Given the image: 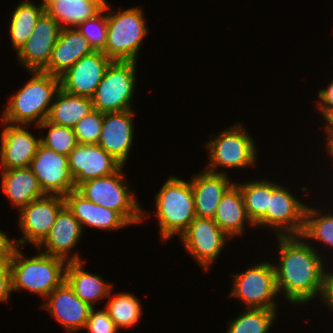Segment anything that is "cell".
Instances as JSON below:
<instances>
[{
    "instance_id": "obj_1",
    "label": "cell",
    "mask_w": 333,
    "mask_h": 333,
    "mask_svg": "<svg viewBox=\"0 0 333 333\" xmlns=\"http://www.w3.org/2000/svg\"><path fill=\"white\" fill-rule=\"evenodd\" d=\"M279 263L274 266L278 295L292 304L307 303L321 297L327 275L324 259L301 235L276 236Z\"/></svg>"
},
{
    "instance_id": "obj_2",
    "label": "cell",
    "mask_w": 333,
    "mask_h": 333,
    "mask_svg": "<svg viewBox=\"0 0 333 333\" xmlns=\"http://www.w3.org/2000/svg\"><path fill=\"white\" fill-rule=\"evenodd\" d=\"M31 79L12 95L3 110L2 122L14 125L38 126L48 118L54 96L60 88V78L43 71H31Z\"/></svg>"
},
{
    "instance_id": "obj_3",
    "label": "cell",
    "mask_w": 333,
    "mask_h": 333,
    "mask_svg": "<svg viewBox=\"0 0 333 333\" xmlns=\"http://www.w3.org/2000/svg\"><path fill=\"white\" fill-rule=\"evenodd\" d=\"M19 248L10 260L12 291L25 289L45 299L65 281L68 262L43 252L24 257Z\"/></svg>"
},
{
    "instance_id": "obj_4",
    "label": "cell",
    "mask_w": 333,
    "mask_h": 333,
    "mask_svg": "<svg viewBox=\"0 0 333 333\" xmlns=\"http://www.w3.org/2000/svg\"><path fill=\"white\" fill-rule=\"evenodd\" d=\"M106 5L107 37L101 50L112 61H135L148 33L143 9L131 7L111 12Z\"/></svg>"
},
{
    "instance_id": "obj_5",
    "label": "cell",
    "mask_w": 333,
    "mask_h": 333,
    "mask_svg": "<svg viewBox=\"0 0 333 333\" xmlns=\"http://www.w3.org/2000/svg\"><path fill=\"white\" fill-rule=\"evenodd\" d=\"M154 199L162 239L167 241L175 234L180 237L196 217L190 180L170 177Z\"/></svg>"
},
{
    "instance_id": "obj_6",
    "label": "cell",
    "mask_w": 333,
    "mask_h": 333,
    "mask_svg": "<svg viewBox=\"0 0 333 333\" xmlns=\"http://www.w3.org/2000/svg\"><path fill=\"white\" fill-rule=\"evenodd\" d=\"M122 168L112 175L81 183L76 190L89 201L119 212L130 224L143 222L146 211L137 202L135 193L130 191Z\"/></svg>"
},
{
    "instance_id": "obj_7",
    "label": "cell",
    "mask_w": 333,
    "mask_h": 333,
    "mask_svg": "<svg viewBox=\"0 0 333 333\" xmlns=\"http://www.w3.org/2000/svg\"><path fill=\"white\" fill-rule=\"evenodd\" d=\"M214 138L204 144L209 151L206 171L226 174L225 171H218L216 167L243 169L255 165L257 161L255 142L242 123L226 128Z\"/></svg>"
},
{
    "instance_id": "obj_8",
    "label": "cell",
    "mask_w": 333,
    "mask_h": 333,
    "mask_svg": "<svg viewBox=\"0 0 333 333\" xmlns=\"http://www.w3.org/2000/svg\"><path fill=\"white\" fill-rule=\"evenodd\" d=\"M135 61H111L91 100L101 113L130 110L136 85Z\"/></svg>"
},
{
    "instance_id": "obj_9",
    "label": "cell",
    "mask_w": 333,
    "mask_h": 333,
    "mask_svg": "<svg viewBox=\"0 0 333 333\" xmlns=\"http://www.w3.org/2000/svg\"><path fill=\"white\" fill-rule=\"evenodd\" d=\"M306 208L286 187L269 180V209L254 225L272 228L276 236L302 235Z\"/></svg>"
},
{
    "instance_id": "obj_10",
    "label": "cell",
    "mask_w": 333,
    "mask_h": 333,
    "mask_svg": "<svg viewBox=\"0 0 333 333\" xmlns=\"http://www.w3.org/2000/svg\"><path fill=\"white\" fill-rule=\"evenodd\" d=\"M232 277L234 284L230 297L240 299L246 308L277 310L274 299L278 292L273 262L255 264Z\"/></svg>"
},
{
    "instance_id": "obj_11",
    "label": "cell",
    "mask_w": 333,
    "mask_h": 333,
    "mask_svg": "<svg viewBox=\"0 0 333 333\" xmlns=\"http://www.w3.org/2000/svg\"><path fill=\"white\" fill-rule=\"evenodd\" d=\"M180 239L186 251L207 272L230 238L213 219L196 216Z\"/></svg>"
},
{
    "instance_id": "obj_12",
    "label": "cell",
    "mask_w": 333,
    "mask_h": 333,
    "mask_svg": "<svg viewBox=\"0 0 333 333\" xmlns=\"http://www.w3.org/2000/svg\"><path fill=\"white\" fill-rule=\"evenodd\" d=\"M65 206V200L60 195H45L35 199L19 212V227L23 232L17 239L18 247L32 243L36 247L46 238L52 228L59 211Z\"/></svg>"
},
{
    "instance_id": "obj_13",
    "label": "cell",
    "mask_w": 333,
    "mask_h": 333,
    "mask_svg": "<svg viewBox=\"0 0 333 333\" xmlns=\"http://www.w3.org/2000/svg\"><path fill=\"white\" fill-rule=\"evenodd\" d=\"M47 195L65 196L76 189L69 171L68 157L39 144L29 165Z\"/></svg>"
},
{
    "instance_id": "obj_14",
    "label": "cell",
    "mask_w": 333,
    "mask_h": 333,
    "mask_svg": "<svg viewBox=\"0 0 333 333\" xmlns=\"http://www.w3.org/2000/svg\"><path fill=\"white\" fill-rule=\"evenodd\" d=\"M62 27L50 15L44 12L38 19L33 34L16 51V57L26 70L43 71L49 63L51 53Z\"/></svg>"
},
{
    "instance_id": "obj_15",
    "label": "cell",
    "mask_w": 333,
    "mask_h": 333,
    "mask_svg": "<svg viewBox=\"0 0 333 333\" xmlns=\"http://www.w3.org/2000/svg\"><path fill=\"white\" fill-rule=\"evenodd\" d=\"M67 157L75 188L94 178L112 175L122 167L98 144L78 143Z\"/></svg>"
},
{
    "instance_id": "obj_16",
    "label": "cell",
    "mask_w": 333,
    "mask_h": 333,
    "mask_svg": "<svg viewBox=\"0 0 333 333\" xmlns=\"http://www.w3.org/2000/svg\"><path fill=\"white\" fill-rule=\"evenodd\" d=\"M101 50L83 56L60 78V88L73 95L91 98L111 63Z\"/></svg>"
},
{
    "instance_id": "obj_17",
    "label": "cell",
    "mask_w": 333,
    "mask_h": 333,
    "mask_svg": "<svg viewBox=\"0 0 333 333\" xmlns=\"http://www.w3.org/2000/svg\"><path fill=\"white\" fill-rule=\"evenodd\" d=\"M132 109L103 113L98 145L110 154L123 167L132 149L134 126Z\"/></svg>"
},
{
    "instance_id": "obj_18",
    "label": "cell",
    "mask_w": 333,
    "mask_h": 333,
    "mask_svg": "<svg viewBox=\"0 0 333 333\" xmlns=\"http://www.w3.org/2000/svg\"><path fill=\"white\" fill-rule=\"evenodd\" d=\"M45 299L48 300L43 304L44 309L49 311L67 332L84 329L92 307L78 298L66 281Z\"/></svg>"
},
{
    "instance_id": "obj_19",
    "label": "cell",
    "mask_w": 333,
    "mask_h": 333,
    "mask_svg": "<svg viewBox=\"0 0 333 333\" xmlns=\"http://www.w3.org/2000/svg\"><path fill=\"white\" fill-rule=\"evenodd\" d=\"M0 134V169L28 167L35 157L40 137L32 135L24 125L2 122Z\"/></svg>"
},
{
    "instance_id": "obj_20",
    "label": "cell",
    "mask_w": 333,
    "mask_h": 333,
    "mask_svg": "<svg viewBox=\"0 0 333 333\" xmlns=\"http://www.w3.org/2000/svg\"><path fill=\"white\" fill-rule=\"evenodd\" d=\"M82 233L81 223L65 205L59 211L49 234L36 248L40 250L44 247L46 250L43 253L63 258L67 262L81 261L78 253L71 257L68 253L78 244Z\"/></svg>"
},
{
    "instance_id": "obj_21",
    "label": "cell",
    "mask_w": 333,
    "mask_h": 333,
    "mask_svg": "<svg viewBox=\"0 0 333 333\" xmlns=\"http://www.w3.org/2000/svg\"><path fill=\"white\" fill-rule=\"evenodd\" d=\"M65 205L73 216L85 226L102 230H117L130 223L117 211L102 207L89 201L76 189L64 196Z\"/></svg>"
},
{
    "instance_id": "obj_22",
    "label": "cell",
    "mask_w": 333,
    "mask_h": 333,
    "mask_svg": "<svg viewBox=\"0 0 333 333\" xmlns=\"http://www.w3.org/2000/svg\"><path fill=\"white\" fill-rule=\"evenodd\" d=\"M190 180L195 215L213 219L222 196L235 182L232 183L227 174L212 173L203 169Z\"/></svg>"
},
{
    "instance_id": "obj_23",
    "label": "cell",
    "mask_w": 333,
    "mask_h": 333,
    "mask_svg": "<svg viewBox=\"0 0 333 333\" xmlns=\"http://www.w3.org/2000/svg\"><path fill=\"white\" fill-rule=\"evenodd\" d=\"M93 51V47L76 28H62L43 72L59 77L80 58Z\"/></svg>"
},
{
    "instance_id": "obj_24",
    "label": "cell",
    "mask_w": 333,
    "mask_h": 333,
    "mask_svg": "<svg viewBox=\"0 0 333 333\" xmlns=\"http://www.w3.org/2000/svg\"><path fill=\"white\" fill-rule=\"evenodd\" d=\"M0 170L1 188L19 211L31 201L46 195L29 166Z\"/></svg>"
},
{
    "instance_id": "obj_25",
    "label": "cell",
    "mask_w": 333,
    "mask_h": 333,
    "mask_svg": "<svg viewBox=\"0 0 333 333\" xmlns=\"http://www.w3.org/2000/svg\"><path fill=\"white\" fill-rule=\"evenodd\" d=\"M107 4L106 0H44L45 12L62 28H77L98 15Z\"/></svg>"
},
{
    "instance_id": "obj_26",
    "label": "cell",
    "mask_w": 333,
    "mask_h": 333,
    "mask_svg": "<svg viewBox=\"0 0 333 333\" xmlns=\"http://www.w3.org/2000/svg\"><path fill=\"white\" fill-rule=\"evenodd\" d=\"M213 220L229 238L241 235L246 222L255 226L247 215L243 196L236 182L222 196Z\"/></svg>"
},
{
    "instance_id": "obj_27",
    "label": "cell",
    "mask_w": 333,
    "mask_h": 333,
    "mask_svg": "<svg viewBox=\"0 0 333 333\" xmlns=\"http://www.w3.org/2000/svg\"><path fill=\"white\" fill-rule=\"evenodd\" d=\"M83 260L69 261L65 270V281L83 302L93 307L99 299L111 295V285L105 282L99 274H91L83 269Z\"/></svg>"
},
{
    "instance_id": "obj_28",
    "label": "cell",
    "mask_w": 333,
    "mask_h": 333,
    "mask_svg": "<svg viewBox=\"0 0 333 333\" xmlns=\"http://www.w3.org/2000/svg\"><path fill=\"white\" fill-rule=\"evenodd\" d=\"M93 111L91 98L73 95L59 88L54 96L47 120L59 126L74 128L83 117Z\"/></svg>"
},
{
    "instance_id": "obj_29",
    "label": "cell",
    "mask_w": 333,
    "mask_h": 333,
    "mask_svg": "<svg viewBox=\"0 0 333 333\" xmlns=\"http://www.w3.org/2000/svg\"><path fill=\"white\" fill-rule=\"evenodd\" d=\"M40 5L32 1L23 0L14 9L10 22V37L12 46L18 51L29 37L40 16L45 12L44 0Z\"/></svg>"
},
{
    "instance_id": "obj_30",
    "label": "cell",
    "mask_w": 333,
    "mask_h": 333,
    "mask_svg": "<svg viewBox=\"0 0 333 333\" xmlns=\"http://www.w3.org/2000/svg\"><path fill=\"white\" fill-rule=\"evenodd\" d=\"M107 302L105 309L118 329L135 326L142 317V304L131 293H119Z\"/></svg>"
},
{
    "instance_id": "obj_31",
    "label": "cell",
    "mask_w": 333,
    "mask_h": 333,
    "mask_svg": "<svg viewBox=\"0 0 333 333\" xmlns=\"http://www.w3.org/2000/svg\"><path fill=\"white\" fill-rule=\"evenodd\" d=\"M249 219L255 224L269 209V180L237 183Z\"/></svg>"
},
{
    "instance_id": "obj_32",
    "label": "cell",
    "mask_w": 333,
    "mask_h": 333,
    "mask_svg": "<svg viewBox=\"0 0 333 333\" xmlns=\"http://www.w3.org/2000/svg\"><path fill=\"white\" fill-rule=\"evenodd\" d=\"M276 311L247 308L236 319L229 322L227 333H268L275 322Z\"/></svg>"
},
{
    "instance_id": "obj_33",
    "label": "cell",
    "mask_w": 333,
    "mask_h": 333,
    "mask_svg": "<svg viewBox=\"0 0 333 333\" xmlns=\"http://www.w3.org/2000/svg\"><path fill=\"white\" fill-rule=\"evenodd\" d=\"M303 239H314L333 247V214L321 215V211L307 206L305 211V225L302 232Z\"/></svg>"
},
{
    "instance_id": "obj_34",
    "label": "cell",
    "mask_w": 333,
    "mask_h": 333,
    "mask_svg": "<svg viewBox=\"0 0 333 333\" xmlns=\"http://www.w3.org/2000/svg\"><path fill=\"white\" fill-rule=\"evenodd\" d=\"M41 127L49 129L45 137H40L41 144L59 154L68 156L78 144L73 128L53 124L47 119L36 126Z\"/></svg>"
},
{
    "instance_id": "obj_35",
    "label": "cell",
    "mask_w": 333,
    "mask_h": 333,
    "mask_svg": "<svg viewBox=\"0 0 333 333\" xmlns=\"http://www.w3.org/2000/svg\"><path fill=\"white\" fill-rule=\"evenodd\" d=\"M76 29L84 36L94 50H102L107 37L106 6L98 15L82 22Z\"/></svg>"
},
{
    "instance_id": "obj_36",
    "label": "cell",
    "mask_w": 333,
    "mask_h": 333,
    "mask_svg": "<svg viewBox=\"0 0 333 333\" xmlns=\"http://www.w3.org/2000/svg\"><path fill=\"white\" fill-rule=\"evenodd\" d=\"M103 124V113L94 110L83 117L73 128L80 144H98Z\"/></svg>"
},
{
    "instance_id": "obj_37",
    "label": "cell",
    "mask_w": 333,
    "mask_h": 333,
    "mask_svg": "<svg viewBox=\"0 0 333 333\" xmlns=\"http://www.w3.org/2000/svg\"><path fill=\"white\" fill-rule=\"evenodd\" d=\"M85 328L89 333H118L119 330L105 308L95 311L94 307L90 310Z\"/></svg>"
},
{
    "instance_id": "obj_38",
    "label": "cell",
    "mask_w": 333,
    "mask_h": 333,
    "mask_svg": "<svg viewBox=\"0 0 333 333\" xmlns=\"http://www.w3.org/2000/svg\"><path fill=\"white\" fill-rule=\"evenodd\" d=\"M318 97L317 107L321 115L324 116L333 109V80L327 85L326 89L319 90Z\"/></svg>"
},
{
    "instance_id": "obj_39",
    "label": "cell",
    "mask_w": 333,
    "mask_h": 333,
    "mask_svg": "<svg viewBox=\"0 0 333 333\" xmlns=\"http://www.w3.org/2000/svg\"><path fill=\"white\" fill-rule=\"evenodd\" d=\"M17 248L16 239H9V236L0 230V258H12Z\"/></svg>"
},
{
    "instance_id": "obj_40",
    "label": "cell",
    "mask_w": 333,
    "mask_h": 333,
    "mask_svg": "<svg viewBox=\"0 0 333 333\" xmlns=\"http://www.w3.org/2000/svg\"><path fill=\"white\" fill-rule=\"evenodd\" d=\"M320 299L333 311V273L328 272L324 281Z\"/></svg>"
},
{
    "instance_id": "obj_41",
    "label": "cell",
    "mask_w": 333,
    "mask_h": 333,
    "mask_svg": "<svg viewBox=\"0 0 333 333\" xmlns=\"http://www.w3.org/2000/svg\"><path fill=\"white\" fill-rule=\"evenodd\" d=\"M11 292V274H0V302H7Z\"/></svg>"
},
{
    "instance_id": "obj_42",
    "label": "cell",
    "mask_w": 333,
    "mask_h": 333,
    "mask_svg": "<svg viewBox=\"0 0 333 333\" xmlns=\"http://www.w3.org/2000/svg\"><path fill=\"white\" fill-rule=\"evenodd\" d=\"M10 260L11 258H0V274H11Z\"/></svg>"
},
{
    "instance_id": "obj_43",
    "label": "cell",
    "mask_w": 333,
    "mask_h": 333,
    "mask_svg": "<svg viewBox=\"0 0 333 333\" xmlns=\"http://www.w3.org/2000/svg\"><path fill=\"white\" fill-rule=\"evenodd\" d=\"M327 147H325L328 152L330 153L331 157H332V160H333V141H327Z\"/></svg>"
}]
</instances>
